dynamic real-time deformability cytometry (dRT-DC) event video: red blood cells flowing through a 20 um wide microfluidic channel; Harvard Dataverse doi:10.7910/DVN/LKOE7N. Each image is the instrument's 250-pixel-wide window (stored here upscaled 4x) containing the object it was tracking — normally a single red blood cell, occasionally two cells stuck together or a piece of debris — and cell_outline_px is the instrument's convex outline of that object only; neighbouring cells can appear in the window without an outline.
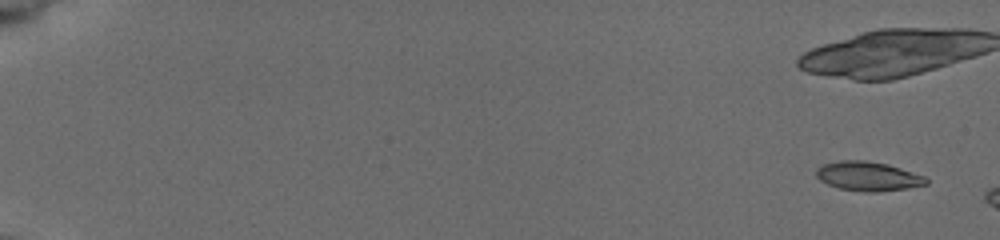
{"species": "common noctule bat (a hibernating species)", "species_latin": "Nyctalus noctula", "temperature_condition": "cold", "stored_images_in_passage": 5, "camera_frame_rate_fps": 3000, "um_per_image_px": 0.085, "animal": {"sex": "female", "body_mass_g": 19.5, "forearm_length_mm": 54.1}, "frame": {"image": 1, "passage_image": 2, "time_ms": 0.667, "image_size_px": [1000, 240], "cell_outline_px": [[928, 184], [908, 188], [876, 192], [864, 192], [840, 188], [828, 184], [820, 180], [816, 176], [816, 168], [824, 164], [840, 160], [864, 160], [888, 164], [924, 176], [928, 180]], "centroid_in_image_um": [73.78, 14.98], "position_along_channel_um": 11.2, "area_um2": 18.67}}